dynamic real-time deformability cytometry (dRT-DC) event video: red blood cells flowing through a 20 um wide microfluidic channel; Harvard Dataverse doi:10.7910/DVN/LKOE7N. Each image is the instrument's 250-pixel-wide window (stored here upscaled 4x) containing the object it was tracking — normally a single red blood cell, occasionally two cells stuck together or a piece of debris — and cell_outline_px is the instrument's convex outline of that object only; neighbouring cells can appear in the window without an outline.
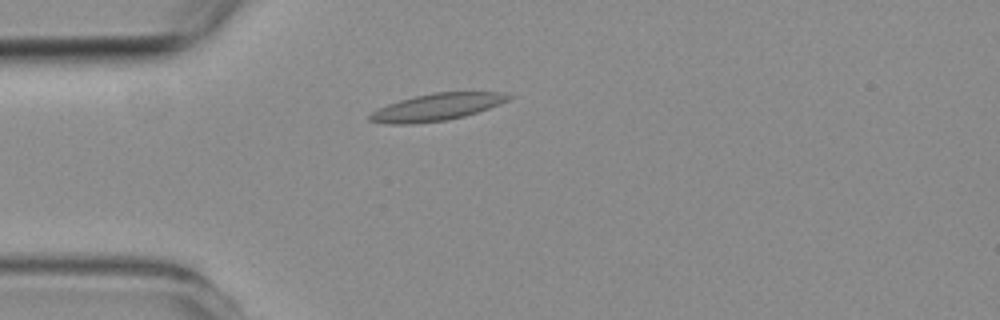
{"species": "common noctule bat (a hibernating species)", "species_latin": "Nyctalus noctula", "temperature_condition": "room temperature", "stored_images_in_passage": 1, "camera_frame_rate_fps": 3000, "um_per_image_px": 0.085, "animal": {"sex": "female", "body_mass_g": 19.3, "forearm_length_mm": 54.1}, "frame": {"image": 1, "passage_image": 1, "time_ms": 0.0, "image_size_px": [1000, 320], "cell_outline_px": [[512, 96], [508, 100], [488, 108], [464, 116], [444, 120], [412, 124], [388, 124], [368, 120], [368, 116], [372, 112], [388, 104], [400, 100], [416, 96], [436, 92], [500, 92]], "centroid_in_image_um": [37.09, 9.11], "position_along_channel_um": 47.9, "area_um2": 21.44}}